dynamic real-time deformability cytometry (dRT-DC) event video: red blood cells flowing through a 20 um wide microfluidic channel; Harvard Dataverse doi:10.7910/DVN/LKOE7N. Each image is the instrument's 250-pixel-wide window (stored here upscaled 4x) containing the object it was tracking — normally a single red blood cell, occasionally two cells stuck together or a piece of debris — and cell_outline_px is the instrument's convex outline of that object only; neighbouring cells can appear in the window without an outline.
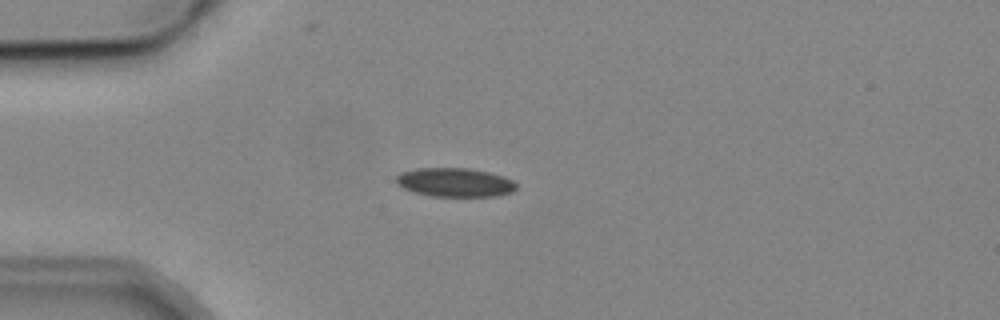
{"species": "common noctule bat (a hibernating species)", "species_latin": "Nyctalus noctula", "temperature_condition": "cold", "stored_images_in_passage": 7, "camera_frame_rate_fps": 3000, "um_per_image_px": 0.085, "animal": {"sex": "male", "body_mass_g": 19.2, "forearm_length_mm": 51.8}, "frame": {"image": 1, "passage_image": 1, "time_ms": 0.0, "image_size_px": [1000, 320], "cell_outline_px": [[516, 188], [512, 192], [500, 196], [432, 196], [412, 192], [396, 184], [396, 176], [400, 172], [416, 168], [468, 168], [488, 172], [504, 176], [512, 180], [516, 184]], "centroid_in_image_um": [38.65, 15.5], "position_along_channel_um": 46.4, "area_um2": 20.35}}
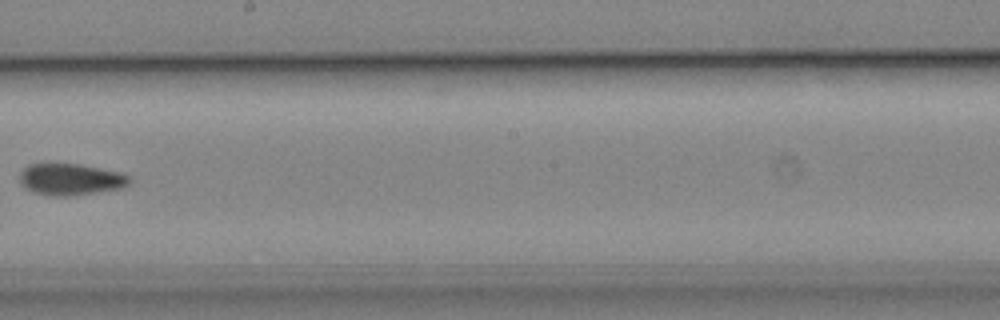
{"frame": {"image": 2, "passage_image": 6, "time_ms": 5.667, "image_size_px": [1000, 320], "cell_outline_px": [[132, 180], [124, 188], [64, 196], [56, 196], [32, 192], [20, 180], [20, 172], [28, 164], [80, 164], [120, 172], [128, 176]], "centroid_in_image_um": [6.03, 15.23], "position_along_channel_um": 242.2, "area_um2": 19.88}}
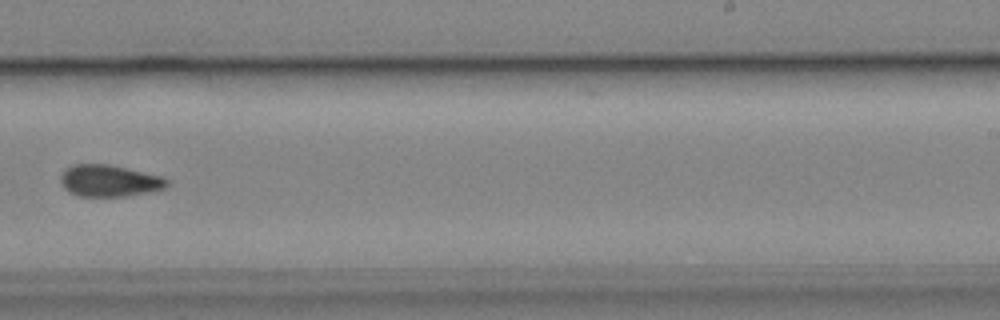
{"frame": {"image": 3, "passage_image": 7, "time_ms": 6.667, "image_size_px": [1000, 320], "cell_outline_px": [[168, 184], [164, 188], [148, 192], [124, 196], [76, 196], [68, 192], [60, 184], [60, 176], [72, 164], [108, 164], [164, 176], [168, 180]], "centroid_in_image_um": [9.27, 15.36], "position_along_channel_um": 279.7, "area_um2": 19.71}}